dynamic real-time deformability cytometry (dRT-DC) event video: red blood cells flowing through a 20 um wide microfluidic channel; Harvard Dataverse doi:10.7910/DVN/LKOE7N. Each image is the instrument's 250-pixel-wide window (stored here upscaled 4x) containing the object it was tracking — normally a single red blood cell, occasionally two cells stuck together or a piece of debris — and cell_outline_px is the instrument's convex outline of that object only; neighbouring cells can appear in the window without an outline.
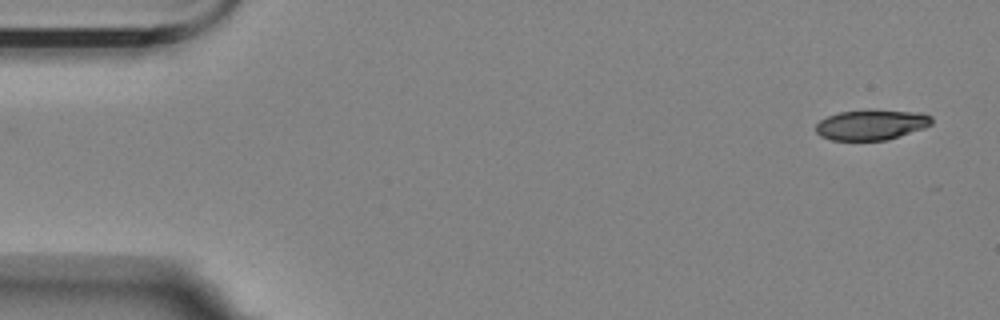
{"species": "Egyptian fruit bat (a non-hibernating species)", "species_latin": "Rousettus aegyptiacus", "temperature_condition": "room temperature", "stored_images_in_passage": 2, "camera_frame_rate_fps": 3000, "um_per_image_px": 0.085, "animal": {"sex": "female"}, "frame": {"image": 1, "passage_image": 2, "time_ms": 1.0, "image_size_px": [1000, 320], "cell_outline_px": [[932, 124], [924, 128], [884, 140], [832, 140], [820, 136], [816, 132], [816, 124], [820, 120], [828, 116], [840, 112], [920, 112], [932, 116]], "centroid_in_image_um": [74.04, 10.64], "position_along_channel_um": 11.0, "area_um2": 19.59}}